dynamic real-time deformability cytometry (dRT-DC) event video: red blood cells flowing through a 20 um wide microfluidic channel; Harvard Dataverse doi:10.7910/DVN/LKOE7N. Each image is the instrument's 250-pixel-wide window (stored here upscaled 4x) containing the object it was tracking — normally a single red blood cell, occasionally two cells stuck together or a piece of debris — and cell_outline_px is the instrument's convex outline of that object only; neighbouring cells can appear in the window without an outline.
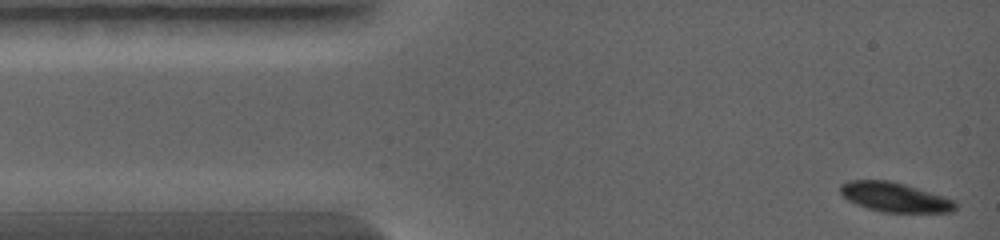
{"species": "common noctule bat (a hibernating species)", "species_latin": "Nyctalus noctula", "temperature_condition": "warm", "stored_images_in_passage": 28, "camera_frame_rate_fps": 5000, "um_per_image_px": 0.085, "animal": {"sex": "female", "body_mass_g": 19.0, "forearm_length_mm": 56.7}, "frame": {"image": 1, "passage_image": 1, "time_ms": 0.0, "image_size_px": [1000, 240], "cell_outline_px": [[960, 204], [952, 212], [880, 212], [856, 204], [848, 200], [840, 192], [840, 184], [848, 180], [888, 180], [904, 184], [944, 196], [956, 200]], "centroid_in_image_um": [76.08, 16.76], "position_along_channel_um": 8.9, "area_um2": 19.88}}
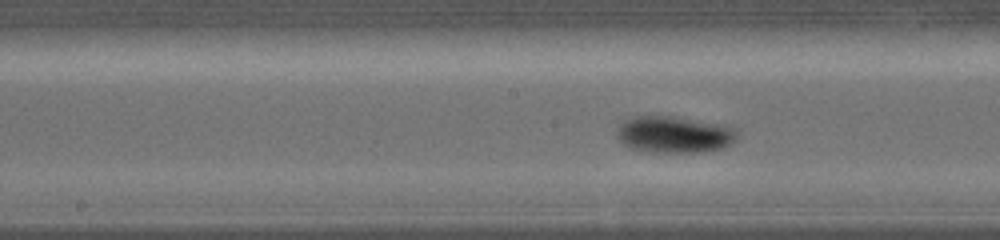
{"frame": {"image": 2, "passage_image": 15, "time_ms": 4.8, "image_size_px": [1000, 240], "cell_outline_px": [[736, 140], [724, 148], [700, 152], [652, 152], [632, 148], [624, 144], [616, 136], [616, 128], [624, 120], [632, 116], [672, 116], [716, 124], [736, 128]], "centroid_in_image_um": [57.26, 11.43], "position_along_channel_um": 190.9, "area_um2": 25.55}}
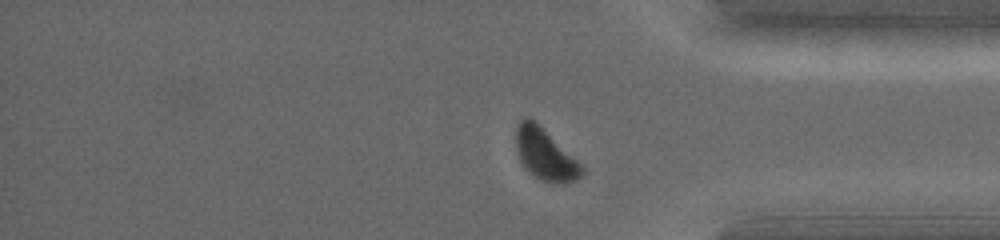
{"frame": {"image": 3, "passage_image": 26, "time_ms": 8.6, "image_size_px": [1000, 240], "cell_outline_px": [[584, 172], [576, 180], [540, 180], [528, 172], [524, 168], [516, 152], [516, 128], [520, 120], [524, 116], [528, 116], [536, 120], [584, 168]], "centroid_in_image_um": [46.26, 13.04], "position_along_channel_um": 388.9, "area_um2": 19.31}}